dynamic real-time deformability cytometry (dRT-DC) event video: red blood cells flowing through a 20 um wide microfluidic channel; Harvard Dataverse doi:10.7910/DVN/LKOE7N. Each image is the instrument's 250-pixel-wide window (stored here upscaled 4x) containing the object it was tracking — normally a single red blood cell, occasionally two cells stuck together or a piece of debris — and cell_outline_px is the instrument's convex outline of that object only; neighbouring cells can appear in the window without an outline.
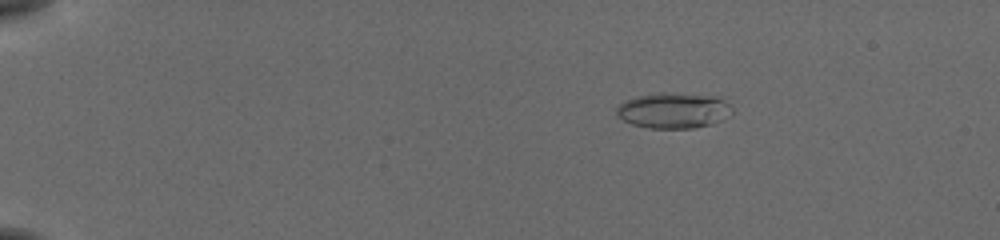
{"species": "common noctule bat (a hibernating species)", "species_latin": "Nyctalus noctula", "temperature_condition": "cold", "stored_images_in_passage": 49, "camera_frame_rate_fps": 3000, "um_per_image_px": 0.085, "animal": {"sex": "female", "body_mass_g": 19.5, "forearm_length_mm": 54.1}, "frame": {"image": 1, "passage_image": 3, "time_ms": 0.667, "image_size_px": [1000, 240], "cell_outline_px": [[736, 112], [712, 124], [692, 128], [648, 128], [632, 124], [616, 116], [616, 108], [624, 100], [636, 96], [664, 92], [716, 96], [732, 104]], "centroid_in_image_um": [57.28, 9.38], "position_along_channel_um": 27.7, "area_um2": 24.28}}
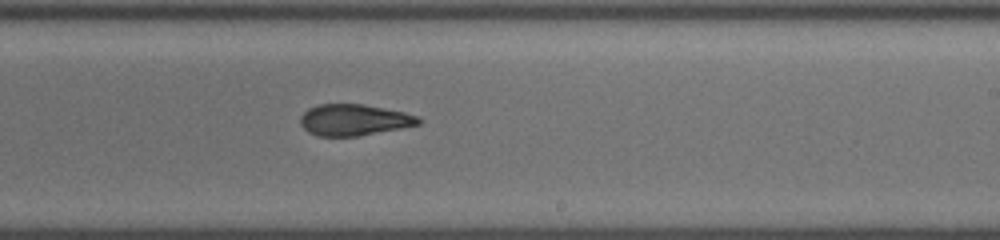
{"frame": {"image": 2, "passage_image": 29, "time_ms": 9.333, "image_size_px": [1000, 240], "cell_outline_px": [[424, 120], [420, 124], [360, 136], [316, 136], [308, 132], [300, 124], [300, 116], [308, 108], [320, 104], [364, 104], [404, 112], [420, 116]], "centroid_in_image_um": [30.1, 10.19], "position_along_channel_um": 258.9, "area_um2": 21.73}}
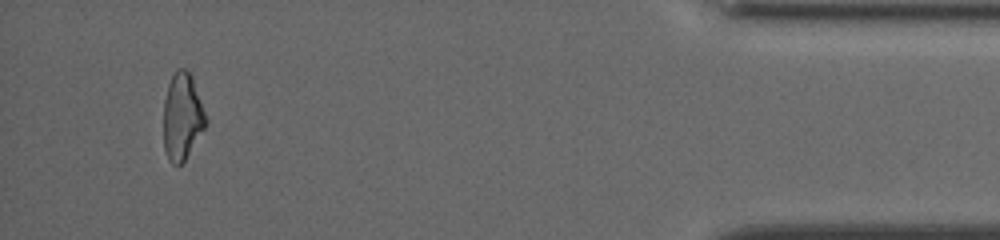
{"frame": {"image": 3, "passage_image": 46, "time_ms": 15.0, "image_size_px": [1000, 240], "cell_outline_px": [[208, 120], [204, 128], [184, 160], [180, 164], [172, 164], [168, 160], [164, 148], [164, 100], [168, 84], [176, 68], [184, 68], [188, 72], [192, 80]], "centroid_in_image_um": [15.47, 9.92], "position_along_channel_um": 419.7, "area_um2": 20.92}, "authors_computed_cell_mechanics": {"area_um2": 22.4264, "velocity_mm_per_s": 3.8332, "shape_relaxation_time_tau1_ms": 4.8649, "shape_relaxation_time_tau2_ms": 2.49, "deformation_change_tau1": 0.141, "deformation_change_tau2": 0.1013}}